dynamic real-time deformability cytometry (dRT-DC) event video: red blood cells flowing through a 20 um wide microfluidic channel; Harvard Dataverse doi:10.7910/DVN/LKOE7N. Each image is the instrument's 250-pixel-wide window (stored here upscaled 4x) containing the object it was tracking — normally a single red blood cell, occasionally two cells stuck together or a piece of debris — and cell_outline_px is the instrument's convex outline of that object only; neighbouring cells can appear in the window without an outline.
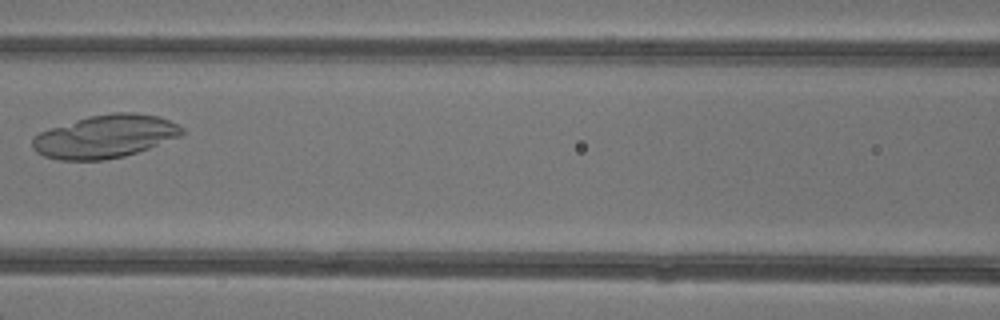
{"species": "common noctule bat (a hibernating species)", "species_latin": "Nyctalus noctula", "temperature_condition": "warm", "stored_images_in_passage": 4, "camera_frame_rate_fps": 3000, "um_per_image_px": 0.085, "animal": {"sex": "female"}, "frame": {"image": 1, "passage_image": 4, "time_ms": 3.667, "image_size_px": [1000, 320], "cell_outline_px": [[184, 132], [180, 136], [148, 148], [124, 156], [104, 160], [60, 160], [44, 156], [36, 152], [32, 148], [32, 140], [40, 132], [88, 116], [112, 112], [136, 112], [160, 116], [184, 128]], "centroid_in_image_um": [8.95, 11.59], "position_along_channel_um": 157.7, "area_um2": 37.28}}